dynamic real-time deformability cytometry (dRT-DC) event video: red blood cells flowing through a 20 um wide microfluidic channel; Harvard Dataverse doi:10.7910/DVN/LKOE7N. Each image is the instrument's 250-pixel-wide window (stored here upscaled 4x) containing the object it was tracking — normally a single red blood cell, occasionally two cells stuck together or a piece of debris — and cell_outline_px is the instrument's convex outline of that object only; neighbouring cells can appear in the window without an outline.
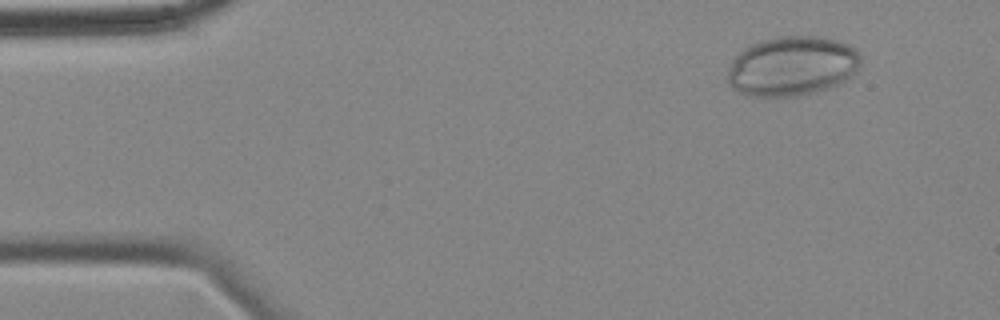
{"species": "common noctule bat (a hibernating species)", "species_latin": "Nyctalus noctula", "temperature_condition": "cold", "stored_images_in_passage": 57, "camera_frame_rate_fps": 3000, "um_per_image_px": 0.085, "animal": {"sex": "female", "body_mass_g": 18.4}, "frame": {"image": 1, "passage_image": 6, "time_ms": 1.667, "image_size_px": [1000, 320], "cell_outline_px": [[860, 64], [856, 72], [844, 80], [836, 84], [812, 92], [796, 96], [752, 96], [740, 92], [728, 84], [728, 68], [732, 60], [748, 44], [760, 40], [776, 36], [824, 36], [848, 44], [860, 56]], "centroid_in_image_um": [67.29, 5.59], "position_along_channel_um": 17.7, "area_um2": 46.07}}
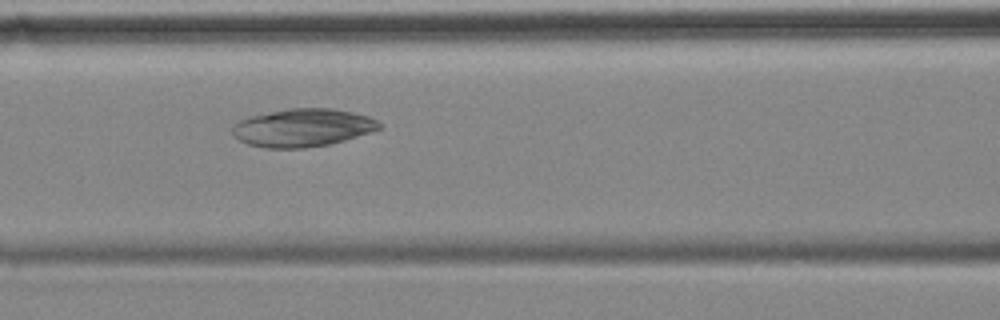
{"frame": {"image": 2, "passage_image": 24, "time_ms": 7.667, "image_size_px": [1000, 320], "cell_outline_px": [[380, 128], [372, 132], [344, 140], [328, 144], [304, 148], [264, 148], [248, 144], [232, 136], [232, 128], [240, 120], [248, 116], [288, 108], [332, 108], [352, 112], [368, 116], [376, 120], [380, 124]], "centroid_in_image_um": [25.7, 10.85], "position_along_channel_um": 140.9, "area_um2": 32.48}}
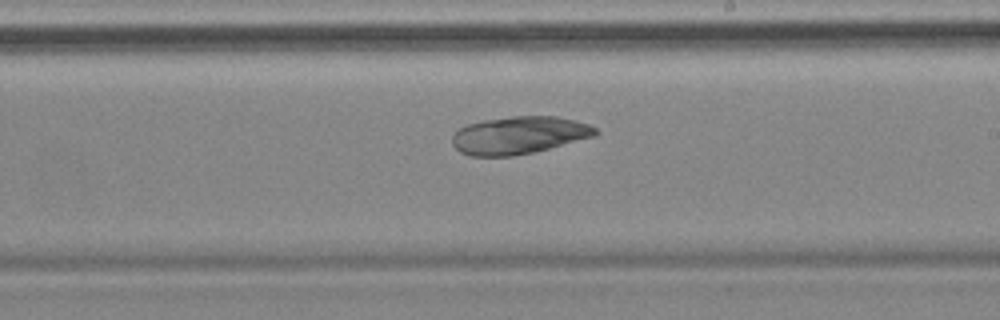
{"frame": {"image": 3, "passage_image": 33, "time_ms": 10.667, "image_size_px": [1000, 320], "cell_outline_px": [[600, 132], [596, 136], [532, 152], [512, 156], [468, 156], [460, 152], [452, 144], [452, 136], [460, 128], [468, 124], [484, 120], [512, 116], [556, 116], [576, 120], [588, 124], [596, 128]], "centroid_in_image_um": [44.12, 11.49], "position_along_channel_um": 244.9, "area_um2": 31.33}}